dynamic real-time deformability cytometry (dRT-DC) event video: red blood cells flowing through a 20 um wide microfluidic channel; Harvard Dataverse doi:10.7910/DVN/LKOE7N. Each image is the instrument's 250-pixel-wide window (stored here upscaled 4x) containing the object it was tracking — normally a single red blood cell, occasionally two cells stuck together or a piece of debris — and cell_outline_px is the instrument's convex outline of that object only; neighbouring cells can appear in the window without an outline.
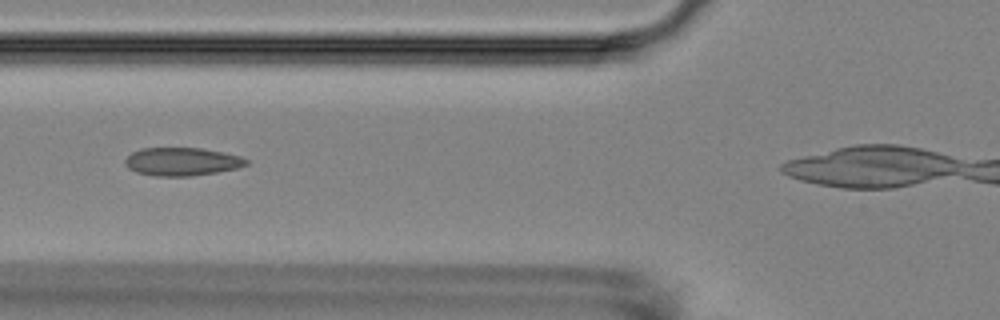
{"species": "Egyptian fruit bat (a non-hibernating species)", "species_latin": "Rousettus aegyptiacus", "temperature_condition": "room temperature", "stored_images_in_passage": 7, "camera_frame_rate_fps": 3000, "um_per_image_px": 0.085, "animal": {"sex": "female"}, "frame": {"image": 1, "passage_image": 4, "time_ms": 3.333, "image_size_px": [1000, 320], "cell_outline_px": [[248, 164], [236, 168], [216, 172], [192, 176], [156, 176], [136, 172], [128, 168], [124, 164], [124, 160], [132, 152], [140, 148], [200, 148], [240, 156], [248, 160]], "centroid_in_image_um": [15.42, 13.74], "position_along_channel_um": 110.4, "area_um2": 19.77}}
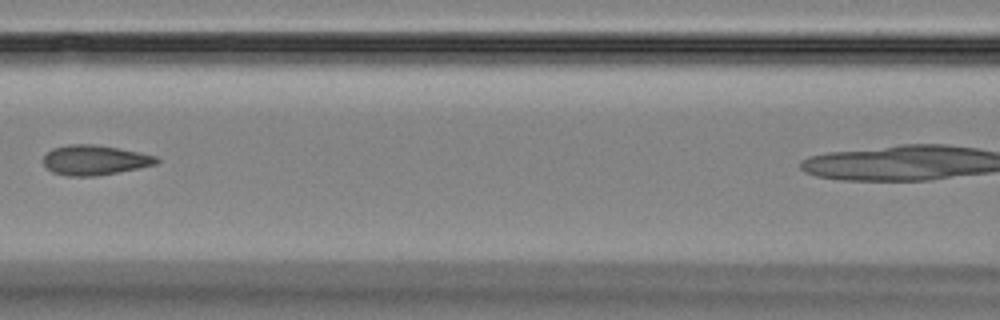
{"frame": {"image": 2, "passage_image": 5, "time_ms": 4.667, "image_size_px": [1000, 320], "cell_outline_px": [[160, 160], [156, 164], [116, 172], [92, 176], [68, 176], [52, 172], [44, 164], [44, 156], [52, 148], [68, 144], [92, 144], [116, 148], [156, 156]], "centroid_in_image_um": [8.01, 13.6], "position_along_channel_um": 158.6, "area_um2": 19.31}}
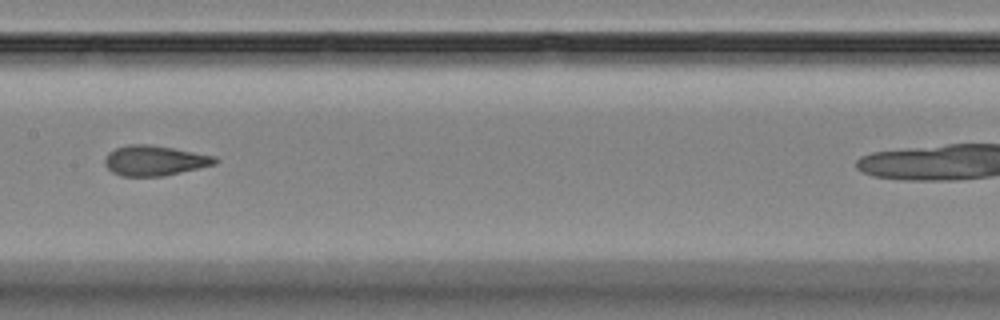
{"frame": {"image": 3, "passage_image": 6, "time_ms": 5.667, "image_size_px": [1000, 320], "cell_outline_px": [[220, 160], [216, 164], [164, 176], [120, 176], [112, 172], [104, 164], [104, 160], [108, 152], [116, 148], [132, 144], [148, 144], [172, 148], [216, 156]], "centroid_in_image_um": [13.15, 13.65], "position_along_channel_um": 194.3, "area_um2": 19.36}}